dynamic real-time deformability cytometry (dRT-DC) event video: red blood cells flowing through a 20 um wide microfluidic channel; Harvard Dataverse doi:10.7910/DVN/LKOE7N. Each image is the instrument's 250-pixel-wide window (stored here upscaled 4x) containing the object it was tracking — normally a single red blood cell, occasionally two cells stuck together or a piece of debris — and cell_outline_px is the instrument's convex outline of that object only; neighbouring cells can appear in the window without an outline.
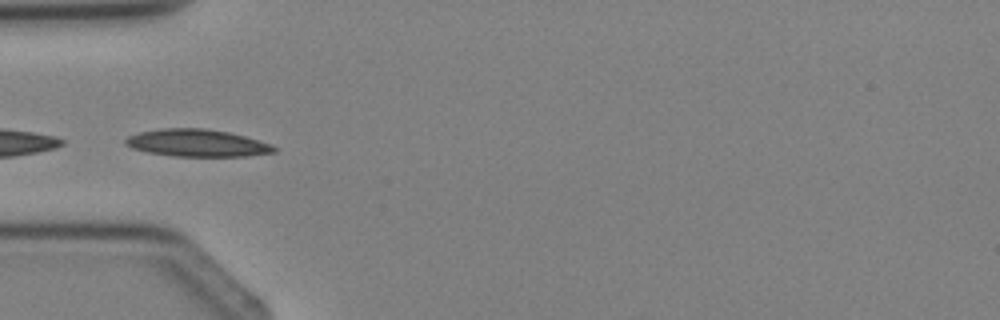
{"species": "Egyptian fruit bat (a non-hibernating species)", "species_latin": "Rousettus aegyptiacus", "temperature_condition": "cold", "stored_images_in_passage": 3, "camera_frame_rate_fps": 3000, "um_per_image_px": 0.085, "animal": {"sex": "female"}, "frame": {"image": 1, "passage_image": 3, "time_ms": 3.333, "image_size_px": [1000, 320], "cell_outline_px": [[276, 152], [248, 156], [172, 156], [148, 152], [132, 148], [124, 144], [124, 140], [128, 136], [136, 132], [160, 128], [204, 128], [228, 132], [244, 136], [272, 144], [276, 148]], "centroid_in_image_um": [16.72, 12.15], "position_along_channel_um": 68.3, "area_um2": 23.76}}